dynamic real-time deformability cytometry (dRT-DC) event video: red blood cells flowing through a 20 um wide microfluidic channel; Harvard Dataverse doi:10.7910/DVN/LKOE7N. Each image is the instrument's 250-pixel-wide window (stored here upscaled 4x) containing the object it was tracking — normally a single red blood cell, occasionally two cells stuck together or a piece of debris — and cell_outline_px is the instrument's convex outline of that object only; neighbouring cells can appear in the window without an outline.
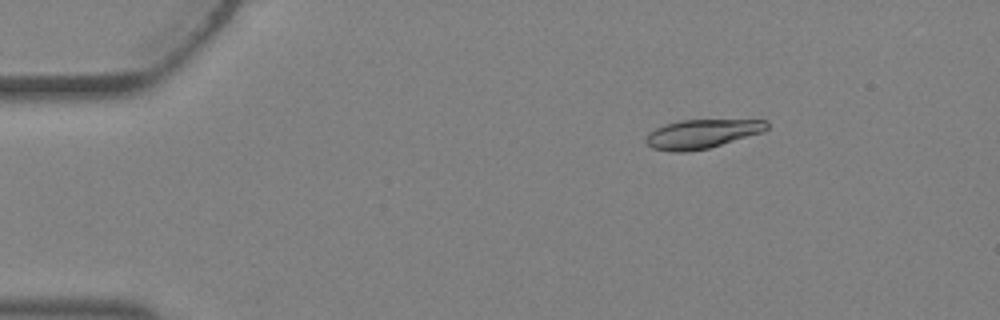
{"species": "Egyptian fruit bat (a non-hibernating species)", "species_latin": "Rousettus aegyptiacus", "temperature_condition": "warm", "stored_images_in_passage": 3, "camera_frame_rate_fps": 3000, "um_per_image_px": 0.085, "animal": {"sex": "female"}, "frame": {"image": 1, "passage_image": 1, "time_ms": 0.0, "image_size_px": [1000, 320], "cell_outline_px": [[768, 128], [764, 132], [708, 148], [684, 152], [672, 152], [652, 148], [644, 140], [648, 132], [664, 124], [680, 120], [768, 120]], "centroid_in_image_um": [59.65, 11.38], "position_along_channel_um": 25.4, "area_um2": 20.46}}
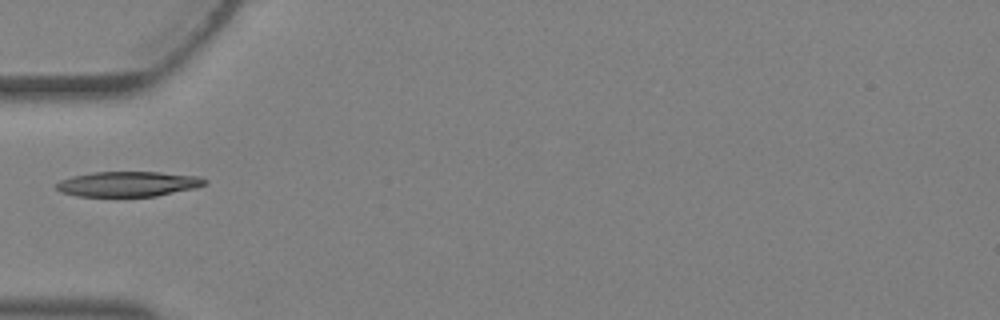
{"frame": {"image": 2, "passage_image": 3, "time_ms": 0.667, "image_size_px": [1000, 320], "cell_outline_px": [[208, 184], [196, 188], [156, 196], [76, 196], [60, 192], [56, 188], [56, 184], [60, 180], [72, 176], [92, 172], [160, 172], [200, 176], [208, 180]], "centroid_in_image_um": [10.92, 15.63], "position_along_channel_um": 74.1, "area_um2": 21.91}}